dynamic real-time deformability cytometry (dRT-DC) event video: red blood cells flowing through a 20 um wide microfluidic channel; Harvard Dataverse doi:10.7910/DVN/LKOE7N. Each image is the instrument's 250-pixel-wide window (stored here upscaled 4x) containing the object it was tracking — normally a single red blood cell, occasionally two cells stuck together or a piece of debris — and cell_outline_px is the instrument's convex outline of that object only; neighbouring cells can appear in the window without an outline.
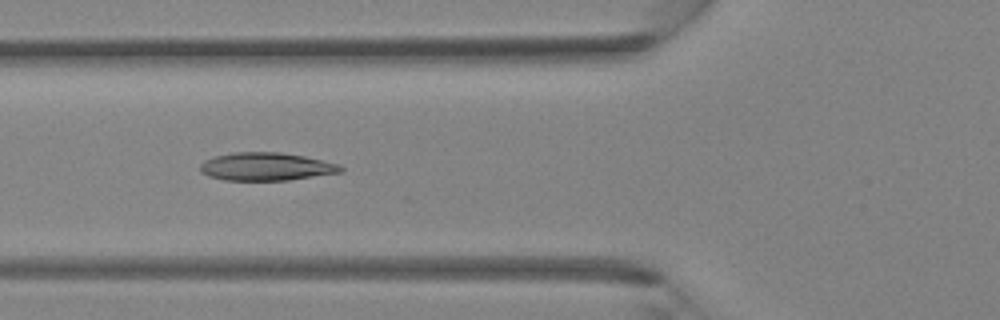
{"species": "Egyptian fruit bat (a non-hibernating species)", "species_latin": "Rousettus aegyptiacus", "temperature_condition": "room temperature", "stored_images_in_passage": 36, "camera_frame_rate_fps": 3000, "um_per_image_px": 0.085, "animal": {"sex": "female"}, "frame": {"image": 1, "passage_image": 11, "time_ms": 3.333, "image_size_px": [1000, 320], "cell_outline_px": [[344, 172], [288, 180], [224, 180], [208, 176], [200, 172], [200, 164], [204, 160], [216, 156], [232, 152], [280, 152], [304, 156], [340, 164], [344, 168]], "centroid_in_image_um": [22.64, 14.16], "position_along_channel_um": 103.2, "area_um2": 23.06}}
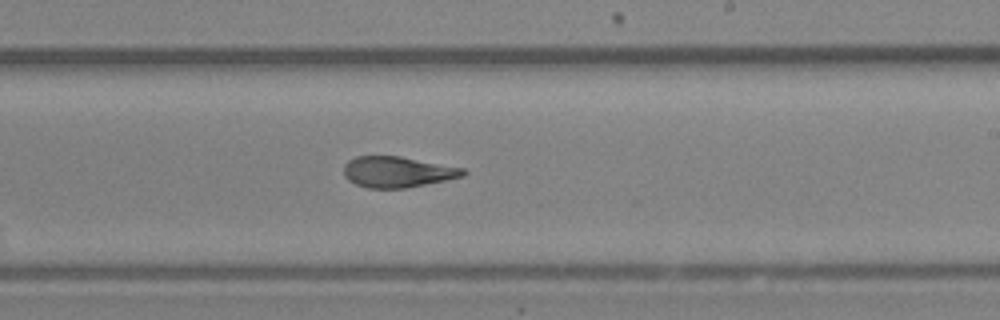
{"frame": {"image": 2, "passage_image": 20, "time_ms": 6.333, "image_size_px": [1000, 320], "cell_outline_px": [[468, 172], [464, 176], [404, 188], [368, 188], [356, 184], [348, 180], [344, 176], [344, 164], [348, 160], [356, 156], [400, 156], [464, 168]], "centroid_in_image_um": [33.76, 14.6], "position_along_channel_um": 255.2, "area_um2": 21.39}}
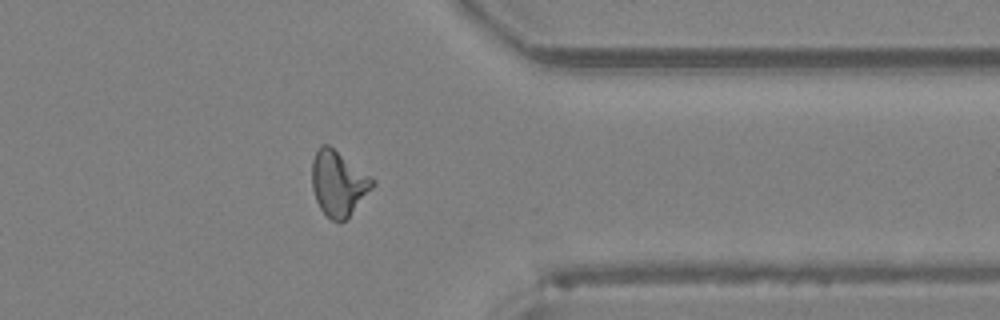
{"frame": {"image": 3, "passage_image": 28, "time_ms": 9.0, "image_size_px": [1000, 320], "cell_outline_px": [[376, 184], [348, 216], [340, 224], [332, 220], [320, 208], [316, 200], [312, 188], [312, 160], [320, 144], [328, 144], [372, 176], [376, 180]], "centroid_in_image_um": [28.77, 15.56], "position_along_channel_um": 382.6, "area_um2": 22.95}}